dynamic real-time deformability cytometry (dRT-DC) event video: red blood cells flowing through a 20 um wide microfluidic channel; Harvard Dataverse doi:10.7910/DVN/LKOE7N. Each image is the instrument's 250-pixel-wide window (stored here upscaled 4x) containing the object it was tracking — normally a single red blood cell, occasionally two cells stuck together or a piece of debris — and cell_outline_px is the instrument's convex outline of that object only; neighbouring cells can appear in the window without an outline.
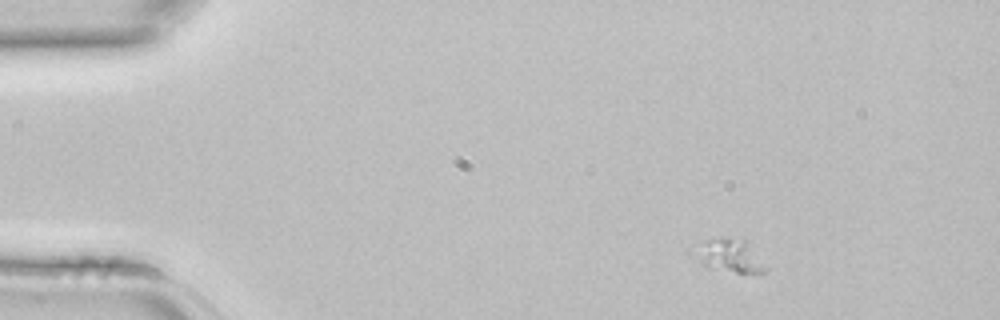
{"species": "common noctule bat (a hibernating species)", "species_latin": "Nyctalus noctula", "temperature_condition": "room temperature", "stored_images_in_passage": 3, "camera_frame_rate_fps": 3000, "um_per_image_px": 0.085, "animal": {"sex": "female", "body_mass_g": 22.7, "forearm_length_mm": 54.2}, "frame": {"image": 1, "passage_image": 1, "time_ms": 0.0, "image_size_px": [1000, 320], "cell_outline_px": [[768, 272], [736, 272], [708, 268], [704, 264], [700, 252], [708, 240], [744, 240], [768, 268]], "centroid_in_image_um": [62.19, 21.82], "position_along_channel_um": 22.8, "area_um2": 11.96}}
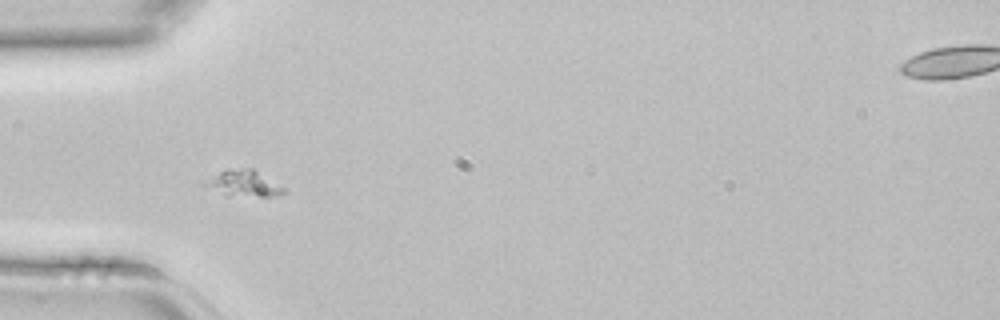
{"frame": {"image": 2, "passage_image": 3, "time_ms": 0.667, "image_size_px": [1000, 320], "cell_outline_px": [[288, 192], [280, 196], [228, 196], [200, 184], [220, 172], [244, 168], [252, 168], [284, 188]], "centroid_in_image_um": [20.74, 15.63], "position_along_channel_um": 64.3, "area_um2": 11.73}}